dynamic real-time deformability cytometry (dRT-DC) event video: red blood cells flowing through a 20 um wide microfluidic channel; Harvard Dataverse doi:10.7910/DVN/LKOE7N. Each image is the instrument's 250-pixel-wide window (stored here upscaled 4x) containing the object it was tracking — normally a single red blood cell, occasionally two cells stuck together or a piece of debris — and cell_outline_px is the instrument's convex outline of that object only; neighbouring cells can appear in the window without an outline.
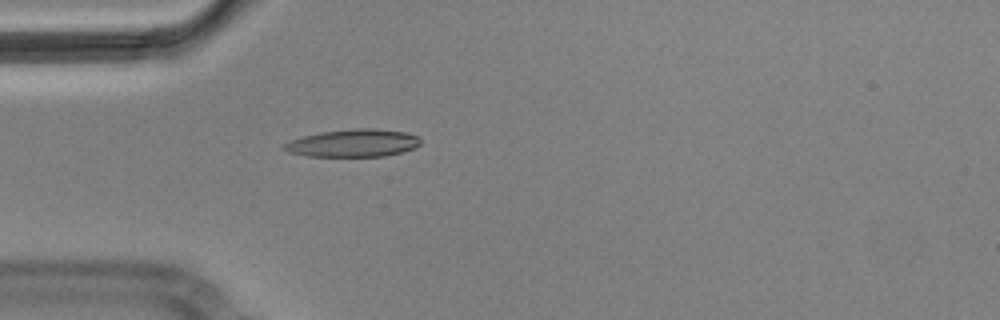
{"species": "Egyptian fruit bat (a non-hibernating species)", "species_latin": "Rousettus aegyptiacus", "temperature_condition": "cold", "stored_images_in_passage": 5, "camera_frame_rate_fps": 3000, "um_per_image_px": 0.085, "animal": {"sex": "male"}, "frame": {"image": 1, "passage_image": 5, "time_ms": 1.333, "image_size_px": [1000, 320], "cell_outline_px": [[420, 144], [416, 148], [384, 156], [308, 156], [288, 152], [280, 148], [284, 144], [292, 140], [304, 136], [320, 132], [352, 128], [376, 128], [404, 132], [420, 136]], "centroid_in_image_um": [30.03, 12.15], "position_along_channel_um": 55.0, "area_um2": 22.02}}